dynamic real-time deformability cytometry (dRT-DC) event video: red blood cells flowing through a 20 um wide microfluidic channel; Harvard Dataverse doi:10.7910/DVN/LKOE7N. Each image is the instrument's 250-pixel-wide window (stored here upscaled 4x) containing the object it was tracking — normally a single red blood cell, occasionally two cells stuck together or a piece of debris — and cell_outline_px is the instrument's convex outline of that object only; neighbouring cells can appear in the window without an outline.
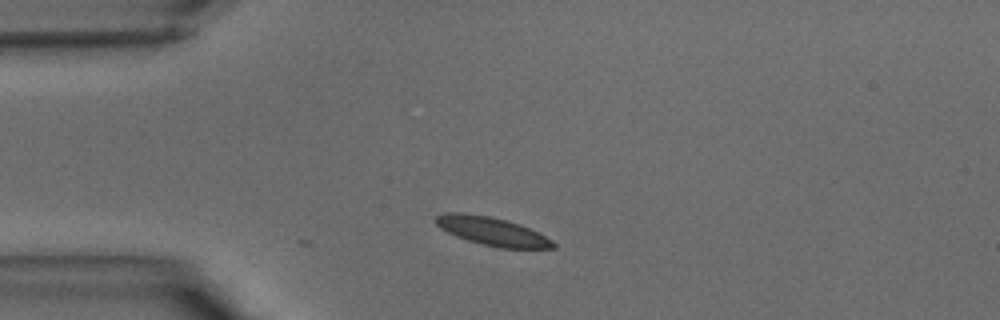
{"species": "common noctule bat (a hibernating species)", "species_latin": "Nyctalus noctula", "temperature_condition": "warm", "stored_images_in_passage": 32, "camera_frame_rate_fps": 3000, "um_per_image_px": 0.085, "animal": {"sex": "male", "body_mass_g": 15.6}, "frame": {"image": 1, "passage_image": 1, "time_ms": 0.0, "image_size_px": [1000, 320], "cell_outline_px": [[556, 248], [500, 248], [468, 240], [456, 236], [440, 228], [432, 220], [436, 216], [444, 212], [460, 212], [488, 216], [520, 224], [552, 240], [556, 244]], "centroid_in_image_um": [41.78, 19.65], "position_along_channel_um": 43.2, "area_um2": 19.19}}
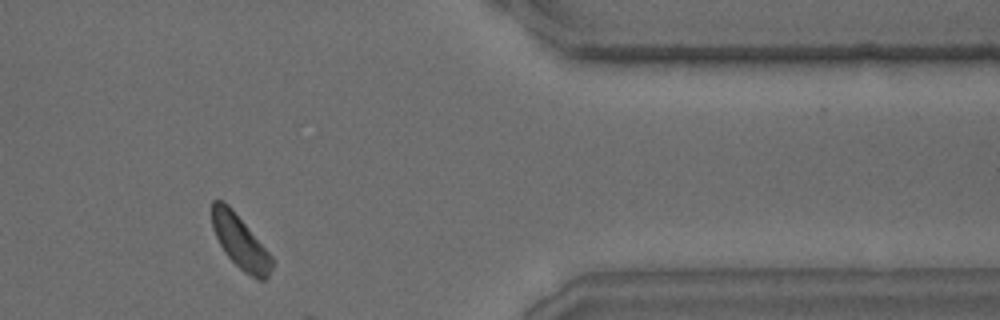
{"frame": {"image": 2, "passage_image": 25, "time_ms": 8.0, "image_size_px": [1000, 320], "cell_outline_px": [[272, 268], [268, 276], [264, 280], [260, 280], [244, 272], [228, 256], [220, 244], [212, 228], [212, 200], [224, 200], [228, 204], [272, 256]], "centroid_in_image_um": [20.4, 20.54], "position_along_channel_um": 391.0, "area_um2": 18.21}}
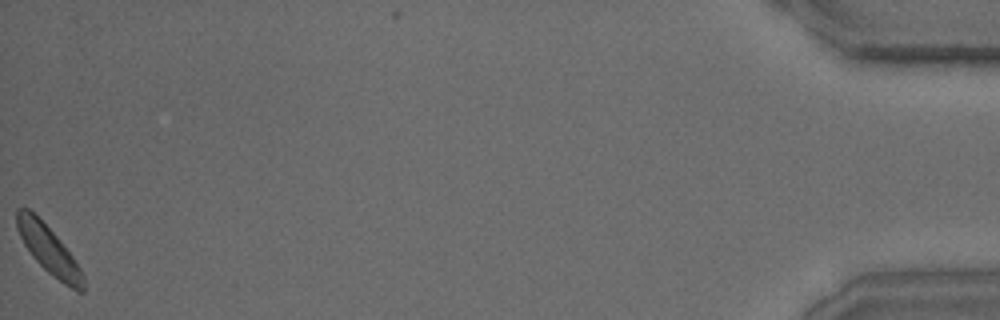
{"frame": {"image": 3, "passage_image": 32, "time_ms": 10.333, "image_size_px": [1000, 320], "cell_outline_px": [[84, 292], [76, 292], [64, 284], [48, 272], [32, 256], [24, 244], [16, 228], [16, 208], [28, 208], [56, 236], [72, 256], [80, 268], [84, 276]], "centroid_in_image_um": [4.14, 21.26], "position_along_channel_um": 431.1, "area_um2": 18.21}}